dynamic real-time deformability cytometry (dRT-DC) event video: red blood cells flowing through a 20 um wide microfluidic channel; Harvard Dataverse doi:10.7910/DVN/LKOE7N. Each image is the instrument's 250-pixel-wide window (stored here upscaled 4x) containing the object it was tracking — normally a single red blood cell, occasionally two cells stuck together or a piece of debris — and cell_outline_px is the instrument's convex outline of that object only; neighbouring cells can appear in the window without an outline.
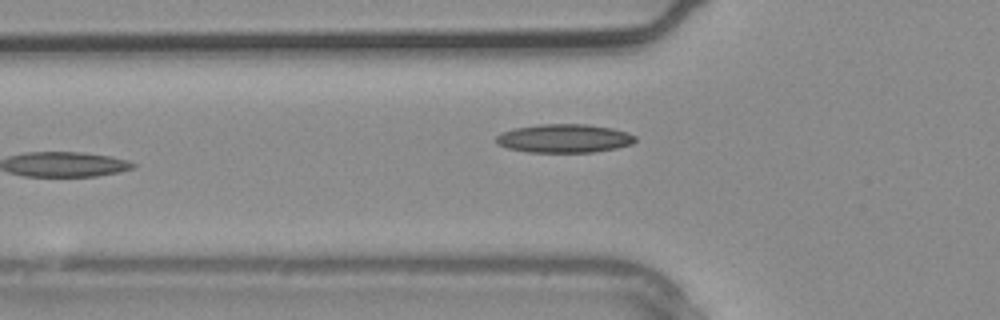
{"species": "common noctule bat (a hibernating species)", "species_latin": "Nyctalus noctula", "temperature_condition": "warm", "stored_images_in_passage": 4, "camera_frame_rate_fps": 3000, "um_per_image_px": 0.085, "animal": {"sex": "male", "body_mass_g": 20.4}, "frame": {"image": 1, "passage_image": 4, "time_ms": 1.0, "image_size_px": [1000, 320], "cell_outline_px": [[636, 140], [632, 144], [616, 148], [592, 152], [528, 152], [508, 148], [496, 144], [496, 136], [504, 132], [516, 128], [540, 124], [588, 124], [612, 128], [628, 132], [636, 136]], "centroid_in_image_um": [47.99, 11.76], "position_along_channel_um": 77.8, "area_um2": 23.12}}